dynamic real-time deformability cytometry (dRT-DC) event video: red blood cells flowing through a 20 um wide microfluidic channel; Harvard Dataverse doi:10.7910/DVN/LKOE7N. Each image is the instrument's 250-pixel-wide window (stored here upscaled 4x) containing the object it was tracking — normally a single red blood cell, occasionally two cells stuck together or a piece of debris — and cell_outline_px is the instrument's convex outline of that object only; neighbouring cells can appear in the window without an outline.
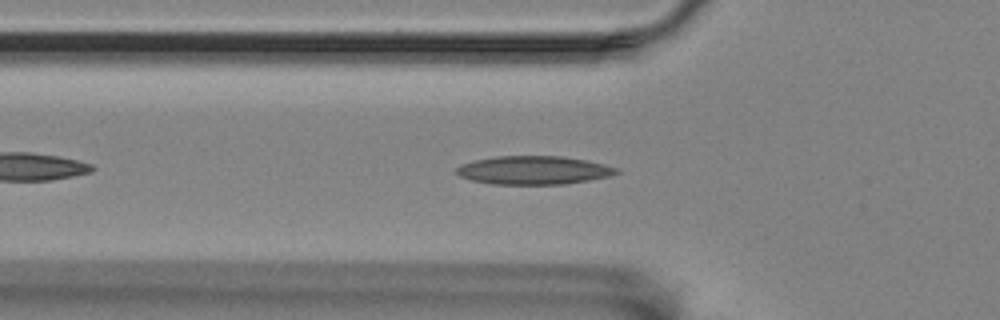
{"species": "Egyptian fruit bat (a non-hibernating species)", "species_latin": "Rousettus aegyptiacus", "temperature_condition": "room temperature", "stored_images_in_passage": 36, "camera_frame_rate_fps": 3000, "um_per_image_px": 0.085, "animal": {"sex": "female"}, "frame": {"image": 1, "passage_image": 8, "time_ms": 2.333, "image_size_px": [1000, 320], "cell_outline_px": [[620, 172], [608, 176], [588, 180], [564, 184], [492, 184], [472, 180], [460, 176], [456, 172], [456, 168], [460, 164], [472, 160], [496, 156], [560, 156], [588, 160], [620, 168]], "centroid_in_image_um": [45.35, 14.46], "position_along_channel_um": 80.4, "area_um2": 26.59}}
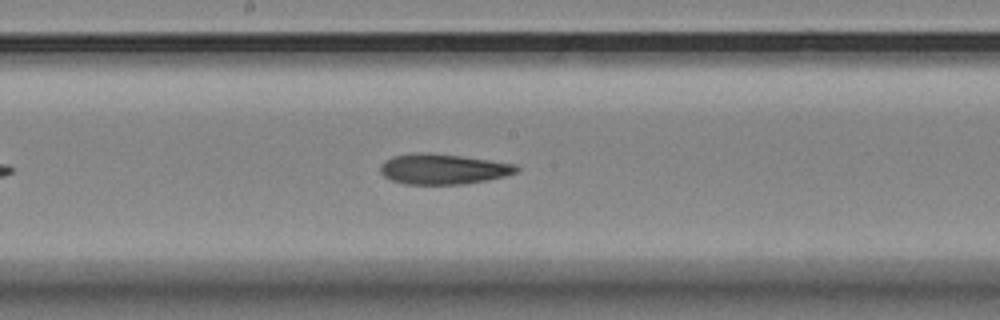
{"frame": {"image": 2, "passage_image": 19, "time_ms": 6.0, "image_size_px": [1000, 320], "cell_outline_px": [[520, 168], [516, 172], [504, 176], [488, 180], [464, 184], [404, 184], [392, 180], [384, 176], [380, 172], [380, 164], [384, 160], [392, 156], [416, 152], [460, 156], [516, 164]], "centroid_in_image_um": [37.63, 14.37], "position_along_channel_um": 210.6, "area_um2": 23.99}}
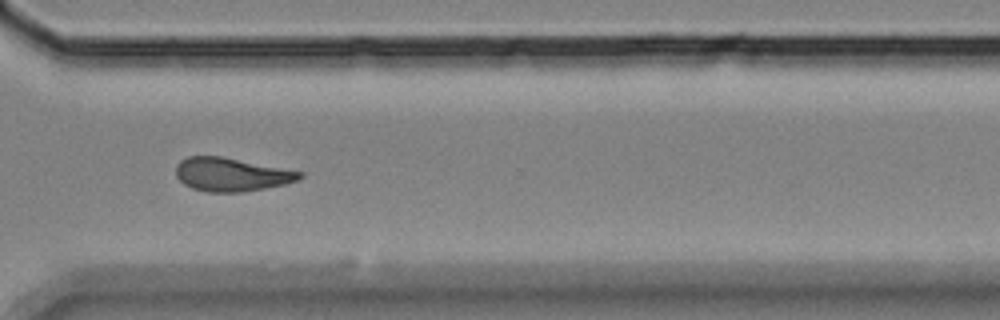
{"frame": {"image": 3, "passage_image": 31, "time_ms": 10.0, "image_size_px": [1000, 320], "cell_outline_px": [[304, 176], [296, 180], [284, 184], [244, 192], [208, 192], [192, 188], [184, 184], [176, 176], [176, 164], [180, 160], [188, 156], [220, 156], [304, 172]], "centroid_in_image_um": [19.64, 14.83], "position_along_channel_um": 351.0, "area_um2": 24.04}}